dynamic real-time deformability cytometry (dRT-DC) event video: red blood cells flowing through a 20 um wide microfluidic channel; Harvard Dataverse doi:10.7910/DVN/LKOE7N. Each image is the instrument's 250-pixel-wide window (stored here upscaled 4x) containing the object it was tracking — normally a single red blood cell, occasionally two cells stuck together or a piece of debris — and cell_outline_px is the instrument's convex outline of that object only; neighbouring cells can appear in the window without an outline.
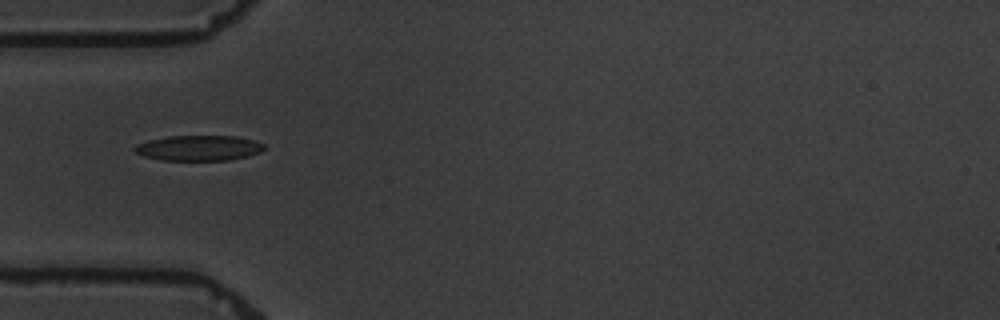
{"species": "common noctule bat (a hibernating species)", "species_latin": "Nyctalus noctula", "temperature_condition": "warm", "stored_images_in_passage": 7, "camera_frame_rate_fps": 3000, "um_per_image_px": 0.085, "animal": {"sex": "male", "body_mass_g": 19.5, "forearm_length_mm": 54.6}, "frame": {"image": 1, "passage_image": 1, "time_ms": 0.0, "image_size_px": [1000, 320], "cell_outline_px": [[268, 148], [260, 152], [248, 156], [232, 160], [160, 160], [144, 156], [136, 152], [132, 148], [136, 144], [148, 140], [168, 136], [236, 136], [256, 140], [264, 144]], "centroid_in_image_um": [16.93, 12.58], "position_along_channel_um": 68.1, "area_um2": 19.36}}
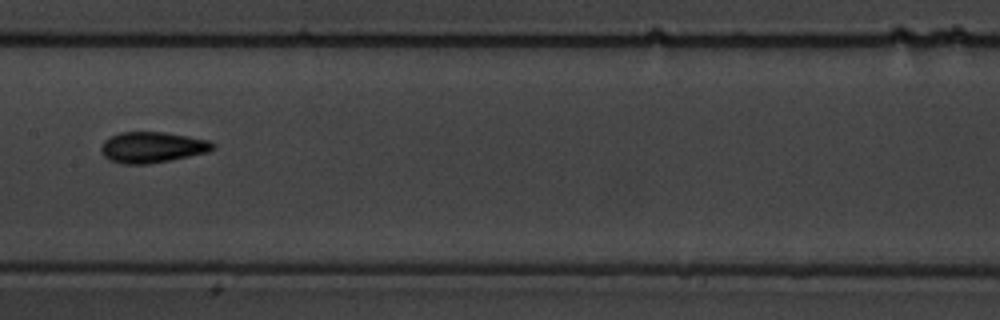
{"frame": {"image": 2, "passage_image": 4, "time_ms": 3.667, "image_size_px": [1000, 320], "cell_outline_px": [[216, 148], [208, 152], [148, 164], [124, 164], [108, 160], [100, 152], [100, 148], [104, 140], [120, 132], [164, 132], [188, 136], [208, 140], [216, 144]], "centroid_in_image_um": [12.93, 12.52], "position_along_channel_um": 194.5, "area_um2": 20.11}}
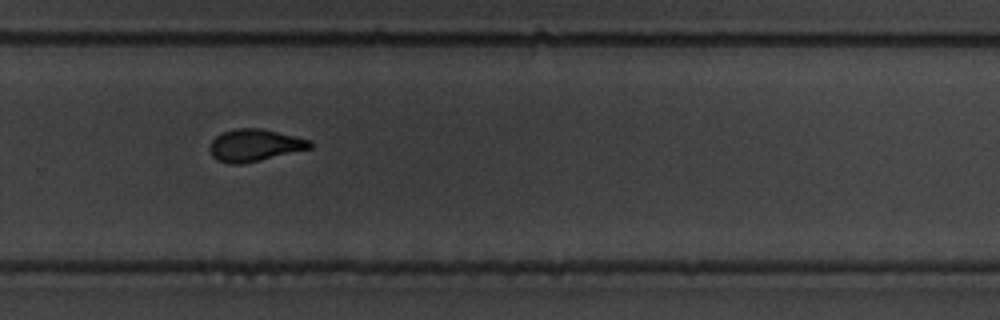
{"frame": {"image": 3, "passage_image": 7, "time_ms": 7.0, "image_size_px": [1000, 320], "cell_outline_px": [[312, 148], [260, 160], [240, 164], [228, 164], [216, 160], [212, 156], [208, 148], [212, 140], [216, 136], [224, 132], [236, 128], [260, 128], [308, 140], [312, 144]], "centroid_in_image_um": [21.58, 12.36], "position_along_channel_um": 308.2, "area_um2": 18.55}}